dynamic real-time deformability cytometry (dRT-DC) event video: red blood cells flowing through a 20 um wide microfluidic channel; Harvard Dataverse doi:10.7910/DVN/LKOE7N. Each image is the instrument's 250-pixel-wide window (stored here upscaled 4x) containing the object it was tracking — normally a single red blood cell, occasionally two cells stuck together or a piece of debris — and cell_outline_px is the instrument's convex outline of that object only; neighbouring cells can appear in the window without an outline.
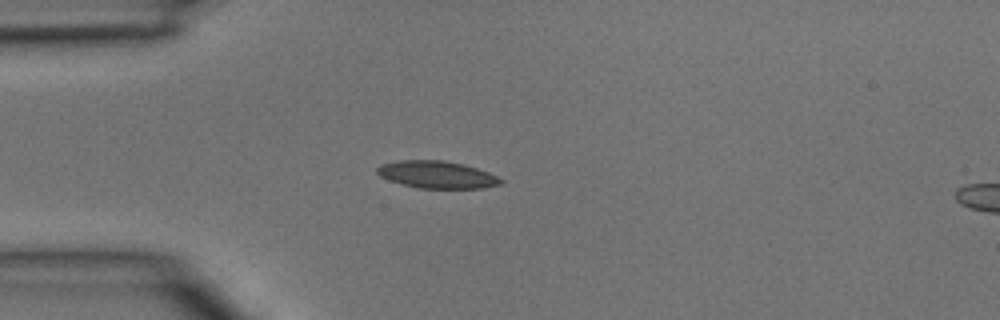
{"species": "common noctule bat (a hibernating species)", "species_latin": "Nyctalus noctula", "temperature_condition": "room temperature", "stored_images_in_passage": 4, "segment_of_instrument_passage": [1, 2], "camera_frame_rate_fps": 3000, "um_per_image_px": 0.085, "animal": {"sex": "male", "body_mass_g": 15.6}, "frame": {"image": 1, "passage_image": 3, "time_ms": 0.667, "image_size_px": [1000, 320], "cell_outline_px": [[504, 180], [500, 184], [484, 188], [416, 188], [388, 180], [380, 176], [376, 172], [376, 168], [380, 164], [400, 160], [444, 160], [464, 164], [488, 172]], "centroid_in_image_um": [37.11, 14.84], "position_along_channel_um": 47.9, "area_um2": 19.71}}